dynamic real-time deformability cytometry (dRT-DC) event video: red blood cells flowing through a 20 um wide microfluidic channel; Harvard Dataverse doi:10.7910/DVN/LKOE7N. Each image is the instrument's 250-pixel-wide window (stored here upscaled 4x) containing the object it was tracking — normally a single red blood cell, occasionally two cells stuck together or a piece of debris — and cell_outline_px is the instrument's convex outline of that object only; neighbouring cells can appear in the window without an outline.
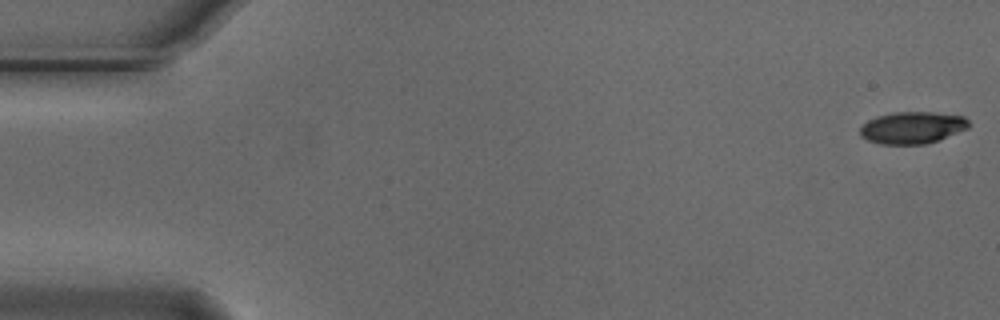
{"species": "Egyptian fruit bat (a non-hibernating species)", "species_latin": "Rousettus aegyptiacus", "temperature_condition": "cold", "stored_images_in_passage": 55, "camera_frame_rate_fps": 3000, "um_per_image_px": 0.085, "animal": {"sex": "male"}, "frame": {"image": 1, "passage_image": 1, "time_ms": 0.0, "image_size_px": [1000, 320], "cell_outline_px": [[968, 128], [936, 140], [924, 144], [880, 144], [868, 140], [860, 136], [860, 128], [868, 120], [876, 116], [892, 112], [932, 112], [964, 116], [968, 120]], "centroid_in_image_um": [77.51, 10.84], "position_along_channel_um": 7.5, "area_um2": 20.06}}
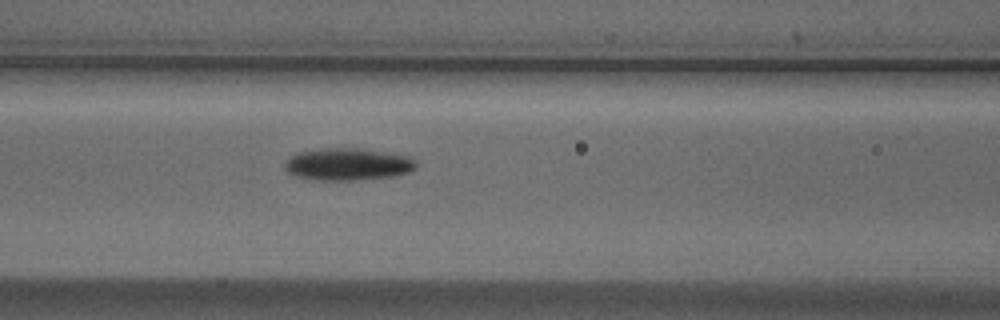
{"frame": {"image": 2, "passage_image": 23, "time_ms": 7.333, "image_size_px": [1000, 320], "cell_outline_px": [[416, 168], [408, 172], [392, 176], [352, 180], [316, 180], [296, 176], [288, 172], [284, 168], [284, 164], [292, 156], [300, 152], [320, 148], [364, 148], [412, 156], [416, 160]], "centroid_in_image_um": [29.6, 13.95], "position_along_channel_um": 137.0, "area_um2": 24.74}}
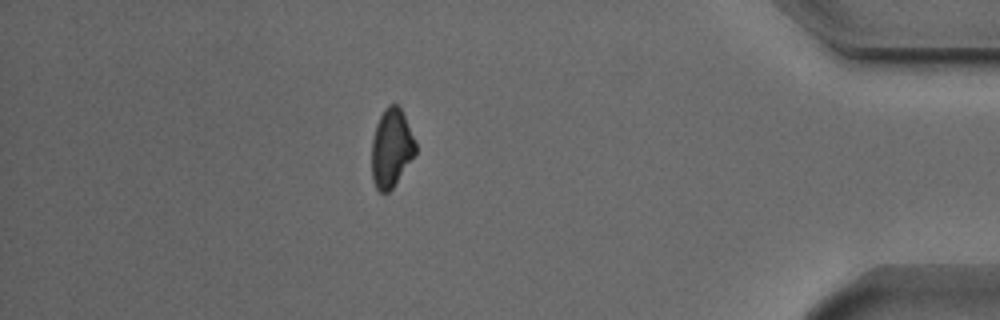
{"frame": {"image": 3, "passage_image": 48, "time_ms": 15.667, "image_size_px": [1000, 320], "cell_outline_px": [[416, 152], [392, 188], [388, 192], [380, 192], [376, 188], [372, 180], [372, 140], [376, 124], [384, 108], [388, 104], [396, 104], [400, 108], [416, 140]], "centroid_in_image_um": [33.25, 12.57], "position_along_channel_um": 401.9, "area_um2": 19.88}, "authors_computed_cell_mechanics": {"area_um2": 21.964, "velocity_mm_per_s": 3.7128, "shape_relaxation_time_tau1_ms": 3.3428, "shape_relaxation_time_tau2_ms": null, "deformation_change_tau1": 0.1271, "deformation_change_tau2": null}}